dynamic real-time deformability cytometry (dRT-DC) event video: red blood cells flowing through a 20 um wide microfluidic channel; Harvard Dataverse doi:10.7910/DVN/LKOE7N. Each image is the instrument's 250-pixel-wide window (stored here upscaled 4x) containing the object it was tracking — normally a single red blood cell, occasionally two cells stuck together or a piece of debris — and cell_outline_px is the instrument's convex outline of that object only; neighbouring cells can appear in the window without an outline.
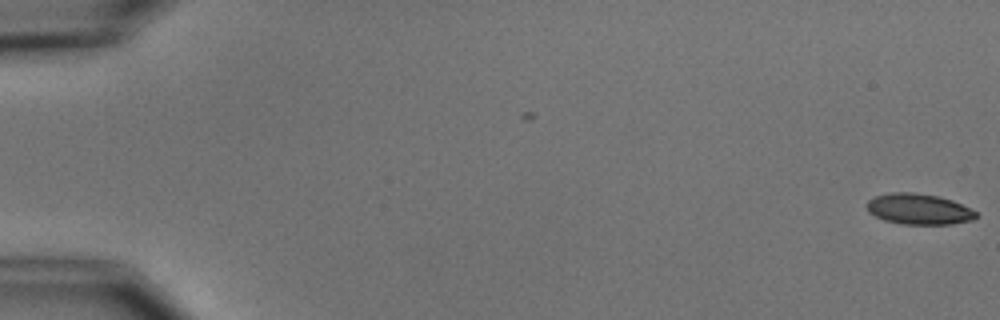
{"species": "common noctule bat (a hibernating species)", "species_latin": "Nyctalus noctula", "temperature_condition": "cold", "stored_images_in_passage": 8, "camera_frame_rate_fps": 3000, "um_per_image_px": 0.085, "animal": {"sex": "male", "body_mass_g": 15.6}, "frame": {"image": 1, "passage_image": 1, "time_ms": 0.0, "image_size_px": [1000, 320], "cell_outline_px": [[980, 216], [972, 220], [952, 224], [900, 224], [884, 220], [868, 212], [868, 200], [876, 196], [892, 192], [912, 192], [940, 196], [952, 200], [976, 212]], "centroid_in_image_um": [78.11, 17.77], "position_along_channel_um": 6.9, "area_um2": 19.54}}
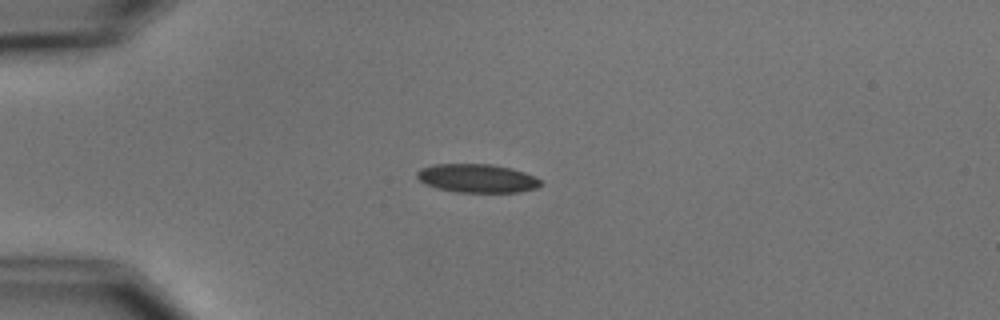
{"frame": {"image": 2, "passage_image": 5, "time_ms": 4.667, "image_size_px": [1000, 320], "cell_outline_px": [[540, 184], [536, 188], [520, 192], [456, 192], [436, 188], [420, 180], [416, 176], [416, 172], [420, 168], [436, 164], [492, 164], [512, 168], [524, 172], [540, 180]], "centroid_in_image_um": [40.53, 15.15], "position_along_channel_um": 44.5, "area_um2": 20.46}}
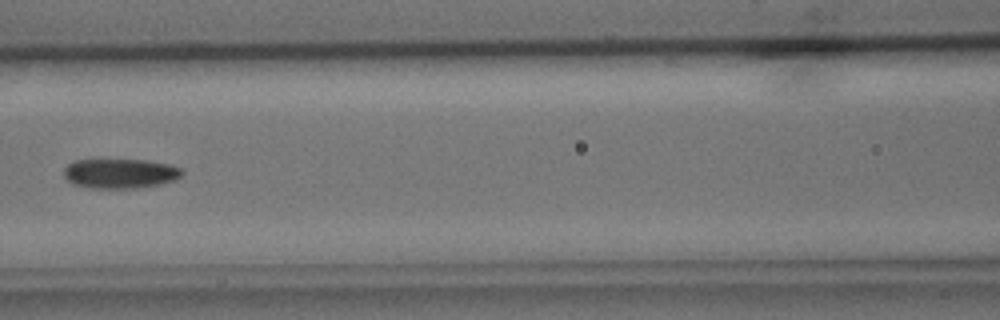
{"frame": {"image": 3, "passage_image": 8, "time_ms": 8.333, "image_size_px": [1000, 320], "cell_outline_px": [[184, 172], [176, 180], [160, 184], [136, 188], [88, 188], [72, 184], [64, 176], [64, 168], [68, 164], [76, 160], [144, 160], [168, 164], [180, 168]], "centroid_in_image_um": [10.2, 14.75], "position_along_channel_um": 156.4, "area_um2": 20.4}}